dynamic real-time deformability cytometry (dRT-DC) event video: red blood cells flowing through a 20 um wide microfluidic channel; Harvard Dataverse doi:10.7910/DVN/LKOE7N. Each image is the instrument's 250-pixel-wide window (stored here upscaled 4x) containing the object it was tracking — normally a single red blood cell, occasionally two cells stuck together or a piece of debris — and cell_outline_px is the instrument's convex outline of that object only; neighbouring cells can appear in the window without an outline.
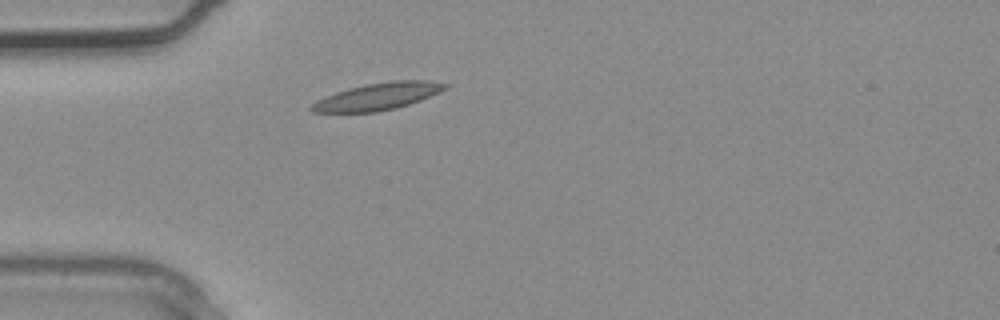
{"species": "common noctule bat (a hibernating species)", "species_latin": "Nyctalus noctula", "temperature_condition": "warm", "stored_images_in_passage": 1, "camera_frame_rate_fps": 3000, "um_per_image_px": 0.085, "animal": {"sex": "male", "body_mass_g": 20.4}, "frame": {"image": 1, "passage_image": 1, "time_ms": 0.0, "image_size_px": [1000, 320], "cell_outline_px": [[452, 84], [448, 88], [440, 92], [420, 100], [396, 108], [376, 112], [312, 112], [308, 108], [312, 104], [336, 92], [348, 88], [364, 84], [392, 80], [424, 80]], "centroid_in_image_um": [32.17, 8.18], "position_along_channel_um": 52.8, "area_um2": 20.98}}